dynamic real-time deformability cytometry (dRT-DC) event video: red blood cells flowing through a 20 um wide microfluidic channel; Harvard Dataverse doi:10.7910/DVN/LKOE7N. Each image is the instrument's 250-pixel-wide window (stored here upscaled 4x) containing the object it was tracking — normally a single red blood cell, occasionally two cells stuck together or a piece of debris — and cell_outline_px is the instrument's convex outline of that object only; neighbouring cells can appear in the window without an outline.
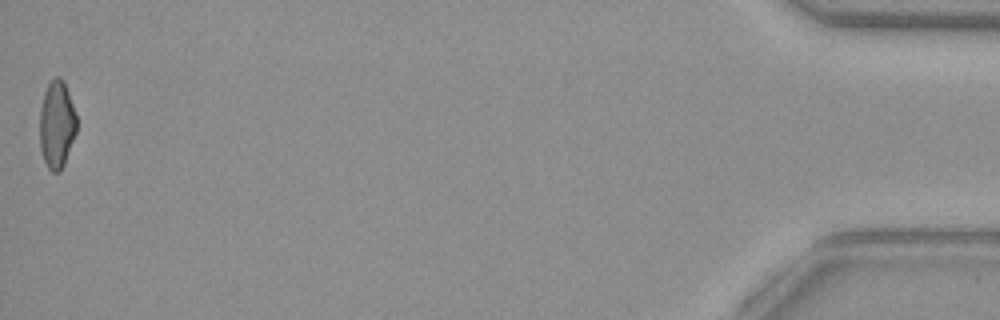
{"species": "common noctule bat (a hibernating species)", "species_latin": "Nyctalus noctula", "temperature_condition": "warm", "stored_images_in_passage": 37, "camera_frame_rate_fps": 3000, "um_per_image_px": 0.085, "animal": {"sex": "female", "body_mass_g": 29.2, "forearm_length_mm": 56.3}, "frame": {"image": 1, "passage_image": 37, "time_ms": 12.0, "image_size_px": [1000, 320], "cell_outline_px": [[76, 132], [64, 164], [60, 172], [52, 172], [48, 168], [44, 160], [40, 148], [40, 108], [44, 92], [48, 84], [56, 76], [60, 76], [64, 80], [76, 116]], "centroid_in_image_um": [4.81, 10.58], "position_along_channel_um": 430.4, "area_um2": 18.73}, "authors_computed_cell_mechanics": {"area_um2": 19.8832, "velocity_mm_per_s": 4.0196, "shape_relaxation_time_tau1_ms": null, "shape_relaxation_time_tau2_ms": 1.6095, "deformation_change_tau1": null, "deformation_change_tau2": 0.0932}}